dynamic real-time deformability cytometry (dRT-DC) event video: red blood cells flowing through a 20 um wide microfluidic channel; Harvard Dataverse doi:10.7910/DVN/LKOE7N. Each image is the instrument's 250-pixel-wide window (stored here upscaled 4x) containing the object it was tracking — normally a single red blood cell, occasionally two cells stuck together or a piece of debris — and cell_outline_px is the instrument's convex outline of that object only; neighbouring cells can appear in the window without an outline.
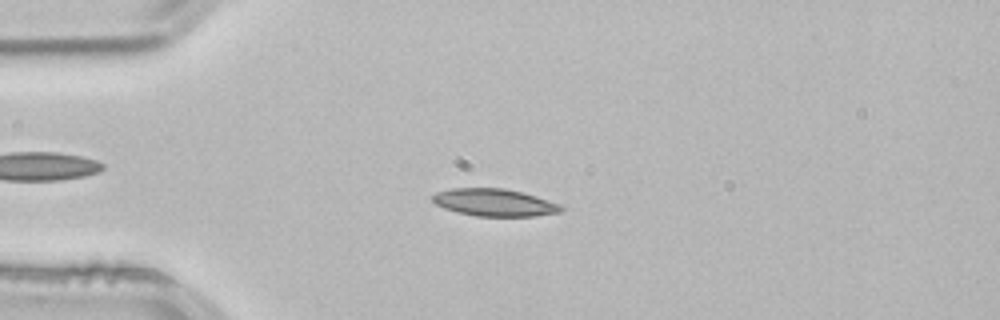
{"species": "common noctule bat (a hibernating species)", "species_latin": "Nyctalus noctula", "temperature_condition": "room temperature", "stored_images_in_passage": 52, "camera_frame_rate_fps": 3000, "um_per_image_px": 0.085, "animal": {"sex": "male", "body_mass_g": 21.5, "forearm_length_mm": 52.0}, "frame": {"image": 1, "passage_image": 12, "time_ms": 3.667, "image_size_px": [1000, 320], "cell_outline_px": [[564, 208], [560, 212], [536, 216], [476, 216], [456, 212], [444, 208], [436, 204], [432, 200], [432, 196], [436, 192], [452, 188], [504, 188], [536, 196], [560, 204]], "centroid_in_image_um": [42.01, 17.21], "position_along_channel_um": 43.0, "area_um2": 20.46}}
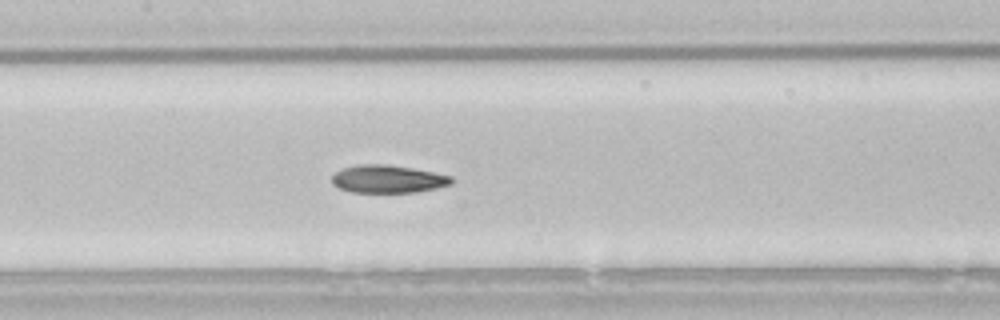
{"frame": {"image": 2, "passage_image": 24, "time_ms": 7.667, "image_size_px": [1000, 320], "cell_outline_px": [[452, 184], [436, 188], [416, 192], [352, 192], [340, 188], [332, 184], [332, 176], [336, 172], [344, 168], [356, 164], [388, 164], [412, 168], [452, 176]], "centroid_in_image_um": [32.96, 15.21], "position_along_channel_um": 174.4, "area_um2": 19.31}}
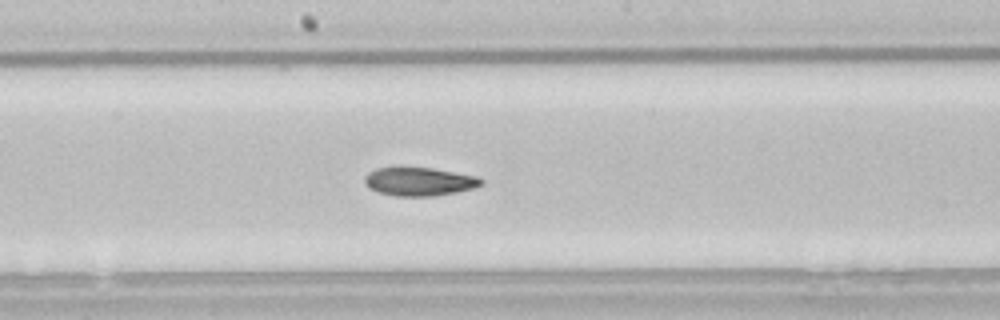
{"frame": {"image": 3, "passage_image": 27, "time_ms": 8.667, "image_size_px": [1000, 320], "cell_outline_px": [[484, 184], [476, 188], [436, 196], [396, 196], [380, 192], [368, 188], [364, 184], [364, 176], [368, 172], [376, 168], [432, 168], [476, 176], [484, 180]], "centroid_in_image_um": [35.65, 15.44], "position_along_channel_um": 212.6, "area_um2": 19.36}, "authors_computed_cell_mechanics": {"area_um2": 20.2011, "velocity_mm_per_s": 3.8241, "shape_relaxation_time_tau1_ms": 5.294, "shape_relaxation_time_tau2_ms": 2.9813, "deformation_change_tau1": 0.155, "deformation_change_tau2": 0.0901}}